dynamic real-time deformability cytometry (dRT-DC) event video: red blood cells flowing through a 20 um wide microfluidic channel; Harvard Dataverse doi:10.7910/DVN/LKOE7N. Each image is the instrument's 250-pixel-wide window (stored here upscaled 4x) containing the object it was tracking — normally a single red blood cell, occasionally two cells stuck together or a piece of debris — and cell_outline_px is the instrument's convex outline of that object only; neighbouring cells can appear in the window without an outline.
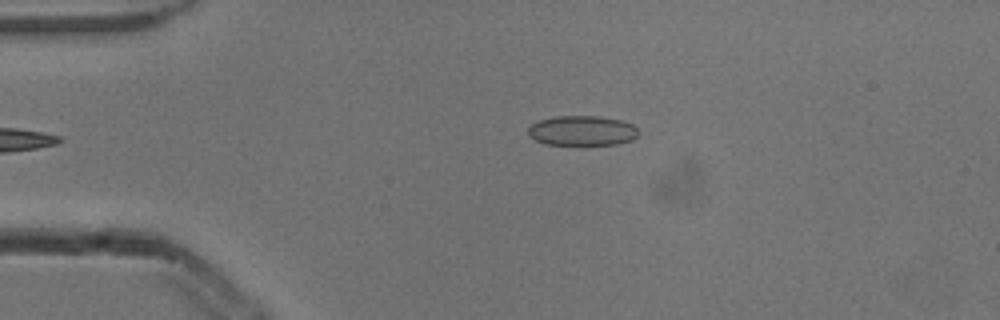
{"species": "common noctule bat (a hibernating species)", "species_latin": "Nyctalus noctula", "temperature_condition": "cold", "stored_images_in_passage": 6, "camera_frame_rate_fps": 3000, "um_per_image_px": 0.085, "animal": {"sex": "male", "body_mass_g": 13.3}, "frame": {"image": 1, "passage_image": 6, "time_ms": 1.667, "image_size_px": [1000, 320], "cell_outline_px": [[640, 132], [632, 140], [616, 144], [544, 144], [528, 136], [528, 128], [532, 124], [540, 120], [556, 116], [600, 116], [620, 120], [632, 124]], "centroid_in_image_um": [49.48, 11.1], "position_along_channel_um": 35.5, "area_um2": 19.13}}